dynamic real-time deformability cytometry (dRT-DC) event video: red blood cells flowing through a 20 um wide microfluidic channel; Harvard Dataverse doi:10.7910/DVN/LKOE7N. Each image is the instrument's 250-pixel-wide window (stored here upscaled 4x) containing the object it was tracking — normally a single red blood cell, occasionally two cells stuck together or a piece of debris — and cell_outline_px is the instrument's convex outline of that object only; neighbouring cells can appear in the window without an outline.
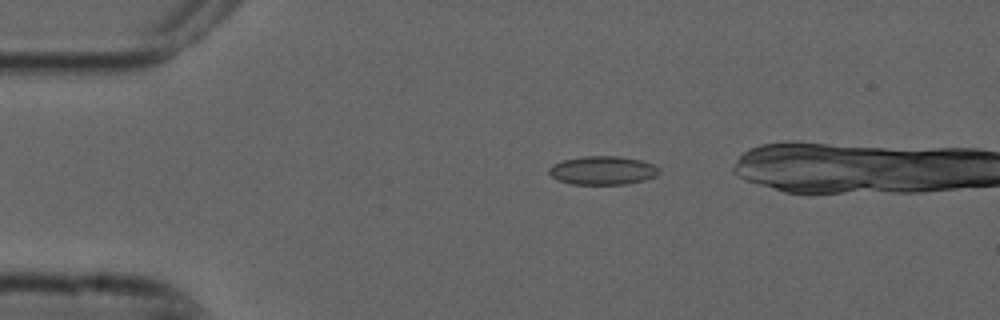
{"species": "common noctule bat (a hibernating species)", "species_latin": "Nyctalus noctula", "temperature_condition": "cold", "stored_images_in_passage": 1, "camera_frame_rate_fps": 3000, "um_per_image_px": 0.085, "animal": {"sex": "male", "forearm_length_mm": 52.5}, "frame": {"image": 1, "passage_image": 1, "time_ms": 0.0, "image_size_px": [1000, 320], "cell_outline_px": [[660, 172], [656, 176], [644, 180], [624, 184], [572, 184], [560, 180], [552, 176], [548, 172], [548, 168], [552, 164], [564, 160], [580, 156], [616, 156], [640, 160], [652, 164], [660, 168]], "centroid_in_image_um": [51.23, 14.48], "position_along_channel_um": 33.8, "area_um2": 18.26}}